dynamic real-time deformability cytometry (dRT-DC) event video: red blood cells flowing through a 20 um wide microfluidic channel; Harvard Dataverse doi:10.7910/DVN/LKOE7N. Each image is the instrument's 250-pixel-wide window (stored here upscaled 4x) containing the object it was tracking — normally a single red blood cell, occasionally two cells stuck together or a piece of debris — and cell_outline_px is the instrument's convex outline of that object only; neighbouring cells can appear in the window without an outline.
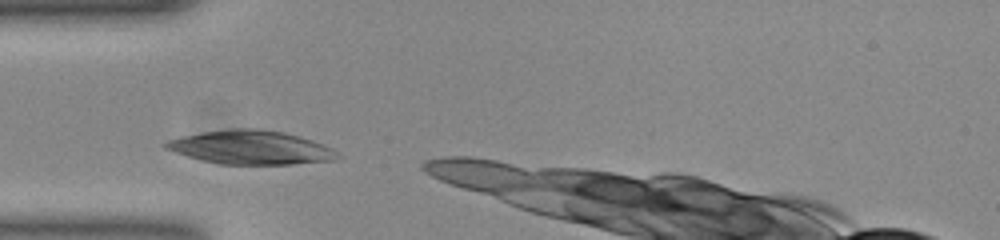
{"species": "common noctule bat (a hibernating species)", "species_latin": "Nyctalus noctula", "temperature_condition": "room temperature", "stored_images_in_passage": 7, "camera_frame_rate_fps": 3000, "um_per_image_px": 0.085, "animal": {"sex": "female", "body_mass_g": 23.0, "forearm_length_mm": 53.4}, "frame": {"image": 1, "passage_image": 1, "time_ms": 0.0, "image_size_px": [1000, 240], "cell_outline_px": [[344, 156], [332, 160], [292, 164], [220, 164], [188, 156], [164, 148], [164, 144], [168, 140], [180, 136], [228, 128], [260, 128], [284, 132], [300, 136], [312, 140], [332, 148]], "centroid_in_image_um": [21.35, 12.52], "position_along_channel_um": 63.6, "area_um2": 33.76}}